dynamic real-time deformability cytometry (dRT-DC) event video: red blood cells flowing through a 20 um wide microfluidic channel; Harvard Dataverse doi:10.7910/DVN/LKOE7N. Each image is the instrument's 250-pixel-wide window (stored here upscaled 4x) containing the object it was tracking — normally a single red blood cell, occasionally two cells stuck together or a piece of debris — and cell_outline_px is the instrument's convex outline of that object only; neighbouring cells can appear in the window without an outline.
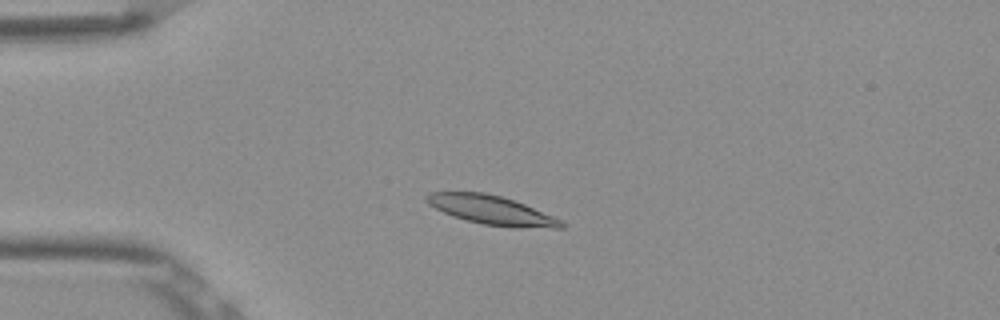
{"species": "Egyptian fruit bat (a non-hibernating species)", "species_latin": "Rousettus aegyptiacus", "temperature_condition": "room temperature", "stored_images_in_passage": 45, "camera_frame_rate_fps": 3000, "um_per_image_px": 0.085, "frame": {"image": 1, "passage_image": 5, "time_ms": 1.333, "image_size_px": [1000, 320], "cell_outline_px": [[568, 224], [564, 228], [516, 228], [484, 224], [452, 216], [428, 204], [424, 200], [424, 196], [428, 192], [484, 192], [500, 196], [524, 204], [552, 216]], "centroid_in_image_um": [41.77, 17.86], "position_along_channel_um": 43.2, "area_um2": 22.66}}
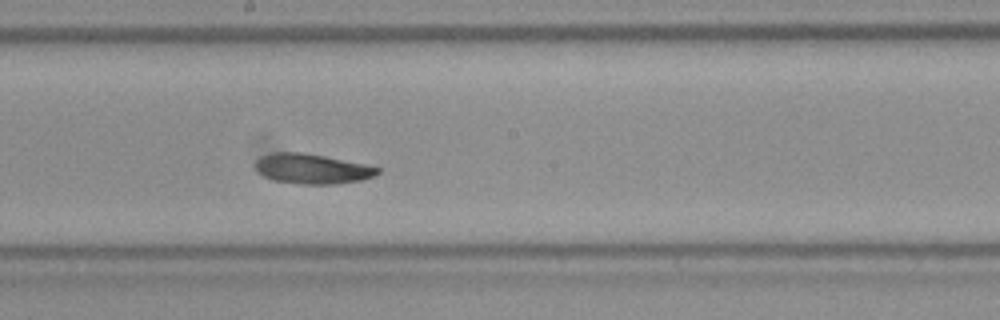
{"frame": {"image": 2, "passage_image": 21, "time_ms": 6.667, "image_size_px": [1000, 320], "cell_outline_px": [[380, 172], [376, 176], [360, 180], [336, 184], [300, 184], [272, 180], [264, 176], [256, 168], [256, 160], [260, 156], [272, 152], [304, 152], [364, 164], [380, 168]], "centroid_in_image_um": [26.52, 14.34], "position_along_channel_um": 221.7, "area_um2": 21.33}}
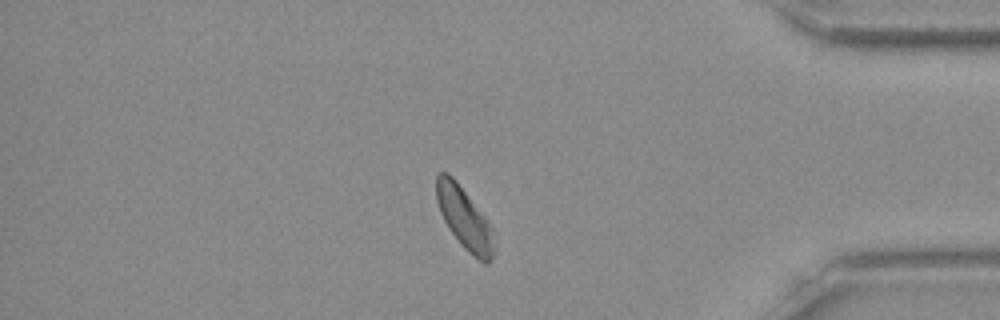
{"frame": {"image": 3, "passage_image": 37, "time_ms": 12.0, "image_size_px": [1000, 320], "cell_outline_px": [[496, 252], [488, 264], [484, 264], [468, 252], [464, 248], [448, 228], [440, 212], [436, 200], [436, 176], [440, 172], [448, 172], [456, 180], [492, 228], [496, 244]], "centroid_in_image_um": [39.49, 18.6], "position_along_channel_um": 395.7, "area_um2": 20.75}, "authors_computed_cell_mechanics": {"area_um2": 21.5016, "velocity_mm_per_s": 3.8062, "shape_relaxation_time_tau1_ms": 3.9828, "shape_relaxation_time_tau2_ms": 3.4993, "deformation_change_tau1": 0.1385, "deformation_change_tau2": 0.0935}}